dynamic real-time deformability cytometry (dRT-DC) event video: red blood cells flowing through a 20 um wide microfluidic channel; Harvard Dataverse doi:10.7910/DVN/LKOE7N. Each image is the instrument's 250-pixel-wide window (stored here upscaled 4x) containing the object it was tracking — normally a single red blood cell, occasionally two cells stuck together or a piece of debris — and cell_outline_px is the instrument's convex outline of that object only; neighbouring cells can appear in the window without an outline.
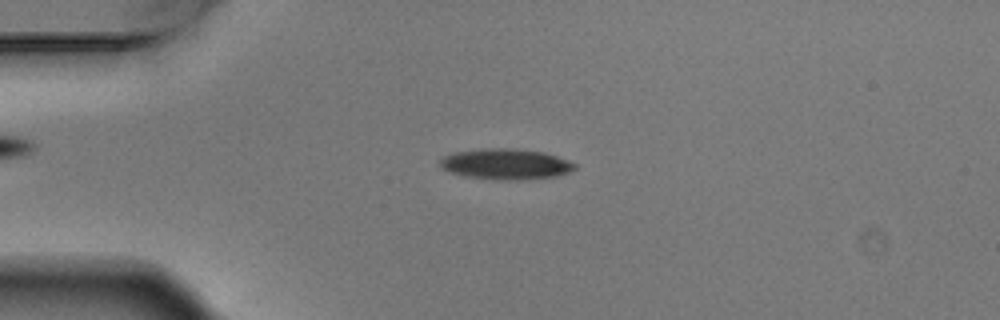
{"species": "Egyptian fruit bat (a non-hibernating species)", "species_latin": "Rousettus aegyptiacus", "temperature_condition": "warm", "stored_images_in_passage": 6, "camera_frame_rate_fps": 3000, "um_per_image_px": 0.085, "animal": {"sex": "male"}, "frame": {"image": 1, "passage_image": 3, "time_ms": 0.667, "image_size_px": [1000, 320], "cell_outline_px": [[576, 168], [568, 172], [556, 176], [516, 180], [508, 180], [464, 176], [440, 168], [440, 160], [444, 156], [456, 152], [488, 148], [508, 148], [544, 152], [568, 160], [576, 164]], "centroid_in_image_um": [43.0, 13.94], "position_along_channel_um": 42.0, "area_um2": 23.76}}
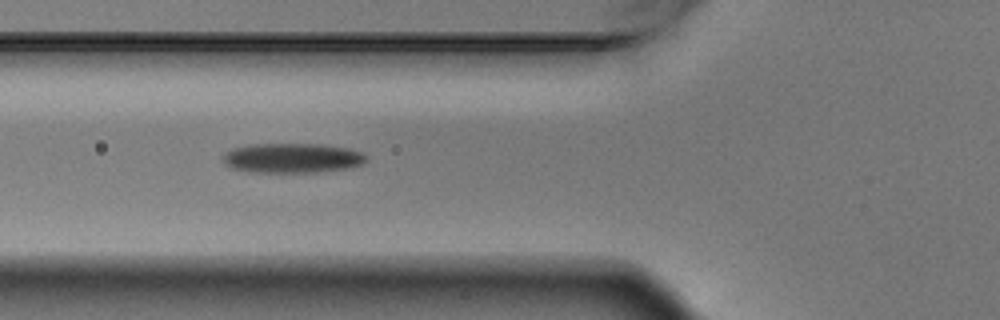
{"frame": {"image": 2, "passage_image": 5, "time_ms": 1.333, "image_size_px": [1000, 320], "cell_outline_px": [[368, 160], [360, 164], [344, 168], [316, 172], [252, 172], [232, 168], [224, 164], [224, 156], [232, 148], [256, 144], [320, 144], [348, 148], [360, 152], [368, 156]], "centroid_in_image_um": [24.85, 13.43], "position_along_channel_um": 101.0, "area_um2": 24.51}}
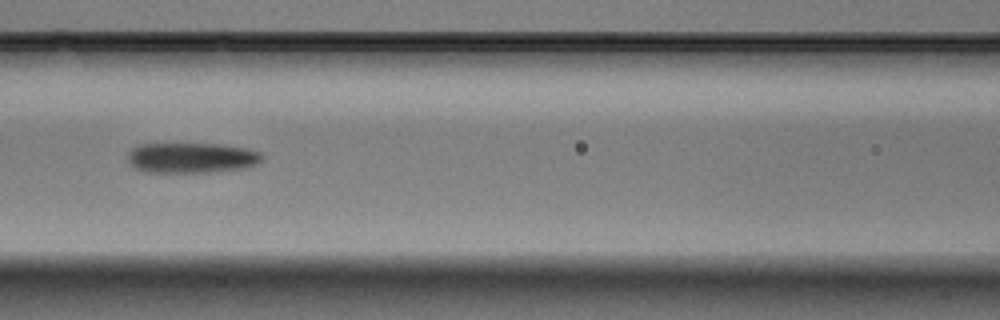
{"frame": {"image": 3, "passage_image": 6, "time_ms": 1.667, "image_size_px": [1000, 320], "cell_outline_px": [[264, 160], [256, 164], [244, 168], [208, 172], [148, 172], [132, 168], [128, 164], [128, 152], [132, 148], [140, 144], [220, 144], [248, 148], [260, 152], [264, 156]], "centroid_in_image_um": [16.28, 13.41], "position_along_channel_um": 150.3, "area_um2": 23.99}}